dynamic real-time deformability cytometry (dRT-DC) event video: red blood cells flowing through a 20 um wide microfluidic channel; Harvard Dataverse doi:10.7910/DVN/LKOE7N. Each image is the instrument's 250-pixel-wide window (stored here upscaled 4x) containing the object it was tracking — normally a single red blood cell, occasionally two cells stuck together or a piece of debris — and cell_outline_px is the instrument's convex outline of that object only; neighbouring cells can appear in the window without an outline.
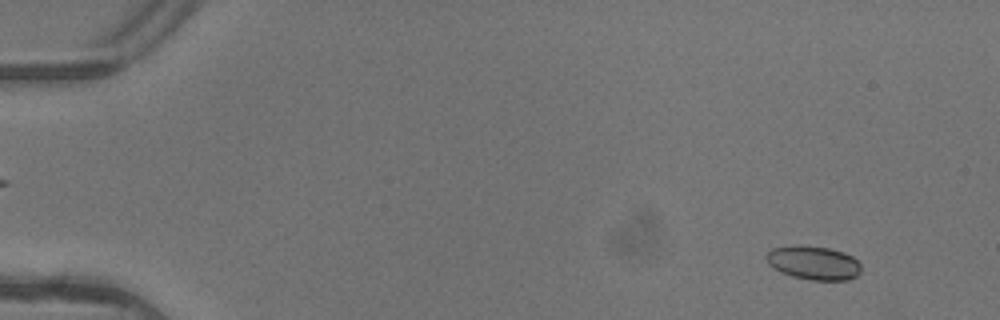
{"species": "common noctule bat (a hibernating species)", "species_latin": "Nyctalus noctula", "temperature_condition": "warm", "stored_images_in_passage": 5, "camera_frame_rate_fps": 3000, "um_per_image_px": 0.085, "animal": {"sex": "female"}, "frame": {"image": 1, "passage_image": 1, "time_ms": 0.0, "image_size_px": [1000, 320], "cell_outline_px": [[860, 272], [856, 276], [848, 280], [812, 280], [792, 276], [768, 264], [764, 256], [772, 248], [792, 244], [800, 244], [828, 248], [844, 252], [852, 256], [860, 264]], "centroid_in_image_um": [69.14, 22.31], "position_along_channel_um": 15.9, "area_um2": 18.73}}